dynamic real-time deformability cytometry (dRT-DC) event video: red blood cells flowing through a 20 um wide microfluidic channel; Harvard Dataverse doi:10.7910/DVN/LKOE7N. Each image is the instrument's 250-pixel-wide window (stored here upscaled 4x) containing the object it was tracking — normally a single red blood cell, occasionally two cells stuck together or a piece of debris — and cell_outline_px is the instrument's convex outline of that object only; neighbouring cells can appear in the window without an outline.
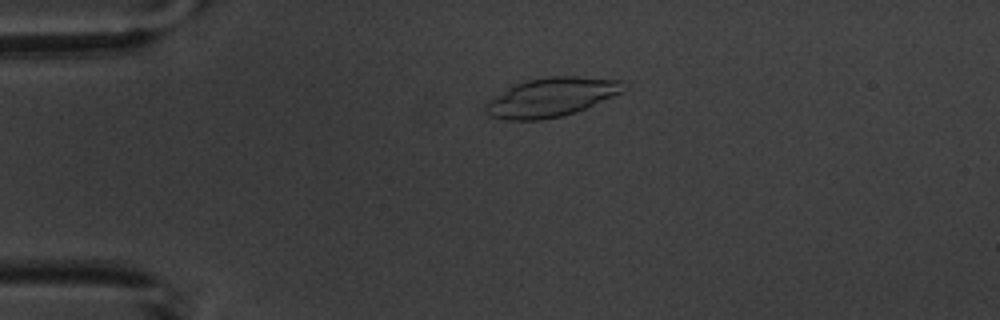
{"species": "common noctule bat (a hibernating species)", "species_latin": "Nyctalus noctula", "temperature_condition": "warm", "stored_images_in_passage": 5, "camera_frame_rate_fps": 3000, "um_per_image_px": 0.085, "animal": {"sex": "male", "body_mass_g": 20.1, "forearm_length_mm": 53.5}, "frame": {"image": 1, "passage_image": 4, "time_ms": 3.333, "image_size_px": [1000, 320], "cell_outline_px": [[624, 92], [576, 112], [564, 116], [540, 120], [504, 120], [488, 116], [484, 112], [484, 104], [488, 100], [508, 88], [516, 84], [528, 80], [548, 76], [576, 76], [620, 80]], "centroid_in_image_um": [46.81, 8.28], "position_along_channel_um": 38.2, "area_um2": 31.33}}